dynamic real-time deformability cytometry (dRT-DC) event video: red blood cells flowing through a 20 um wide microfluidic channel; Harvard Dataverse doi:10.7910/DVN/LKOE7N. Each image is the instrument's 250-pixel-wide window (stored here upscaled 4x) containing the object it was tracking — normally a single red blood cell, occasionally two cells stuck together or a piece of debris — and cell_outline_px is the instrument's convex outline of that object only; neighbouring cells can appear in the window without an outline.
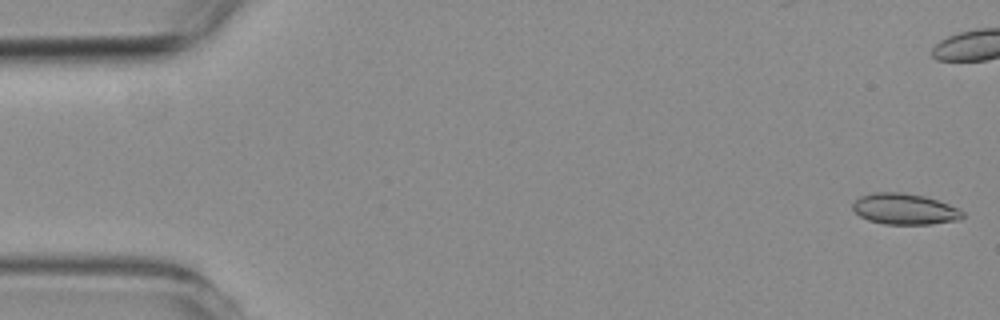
{"species": "common noctule bat (a hibernating species)", "species_latin": "Nyctalus noctula", "temperature_condition": "room temperature", "stored_images_in_passage": 55, "camera_frame_rate_fps": 3000, "um_per_image_px": 0.085, "animal": {"sex": "female", "body_mass_g": 19.3, "forearm_length_mm": 54.1}, "frame": {"image": 1, "passage_image": 1, "time_ms": 0.0, "image_size_px": [1000, 320], "cell_outline_px": [[964, 216], [960, 220], [932, 224], [884, 224], [868, 220], [860, 216], [852, 208], [852, 204], [860, 196], [872, 192], [904, 192], [924, 196], [948, 204], [964, 212]], "centroid_in_image_um": [76.88, 17.77], "position_along_channel_um": 8.1, "area_um2": 19.88}}
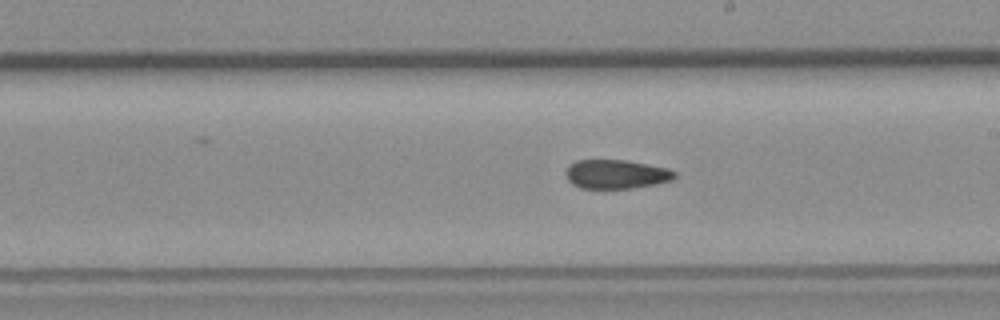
{"frame": {"image": 2, "passage_image": 30, "time_ms": 9.667, "image_size_px": [1000, 320], "cell_outline_px": [[676, 176], [672, 180], [656, 184], [632, 188], [580, 188], [572, 184], [568, 180], [564, 172], [568, 164], [576, 160], [624, 160], [668, 168], [676, 172]], "centroid_in_image_um": [52.34, 14.8], "position_along_channel_um": 236.7, "area_um2": 18.5}}
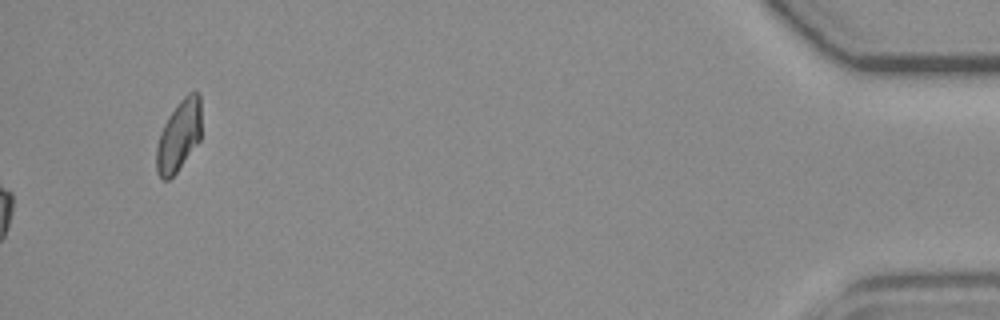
{"frame": {"image": 3, "passage_image": 55, "time_ms": 18.0, "image_size_px": [1000, 320], "cell_outline_px": [[200, 140], [176, 172], [168, 180], [164, 180], [156, 172], [156, 148], [160, 132], [168, 116], [176, 104], [188, 92], [196, 88], [200, 96]], "centroid_in_image_um": [15.2, 11.49], "position_along_channel_um": 420.0, "area_um2": 18.67}, "authors_computed_cell_mechanics": {"area_um2": 18.9584, "velocity_mm_per_s": 3.7933, "shape_relaxation_time_tau1_ms": null, "shape_relaxation_time_tau2_ms": 5.8782, "deformation_change_tau1": null, "deformation_change_tau2": 0.1085}}